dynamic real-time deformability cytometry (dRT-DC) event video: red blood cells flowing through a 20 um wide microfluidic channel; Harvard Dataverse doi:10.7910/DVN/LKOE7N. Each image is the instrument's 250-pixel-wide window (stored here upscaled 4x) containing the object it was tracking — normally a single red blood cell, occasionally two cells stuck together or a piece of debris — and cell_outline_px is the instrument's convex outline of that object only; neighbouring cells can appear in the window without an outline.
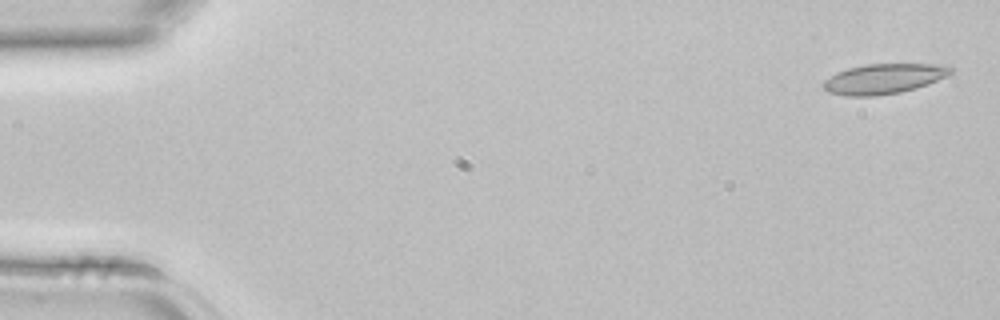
{"species": "common noctule bat (a hibernating species)", "species_latin": "Nyctalus noctula", "temperature_condition": "room temperature", "stored_images_in_passage": 5, "camera_frame_rate_fps": 3000, "um_per_image_px": 0.085, "animal": {"sex": "female", "body_mass_g": 22.7, "forearm_length_mm": 54.2}, "frame": {"image": 1, "passage_image": 1, "time_ms": 0.0, "image_size_px": [1000, 320], "cell_outline_px": [[956, 68], [952, 72], [928, 84], [916, 88], [900, 92], [876, 96], [848, 96], [828, 92], [820, 84], [824, 80], [836, 72], [848, 68], [864, 64], [944, 64]], "centroid_in_image_um": [75.1, 6.69], "position_along_channel_um": 9.9, "area_um2": 22.43}}
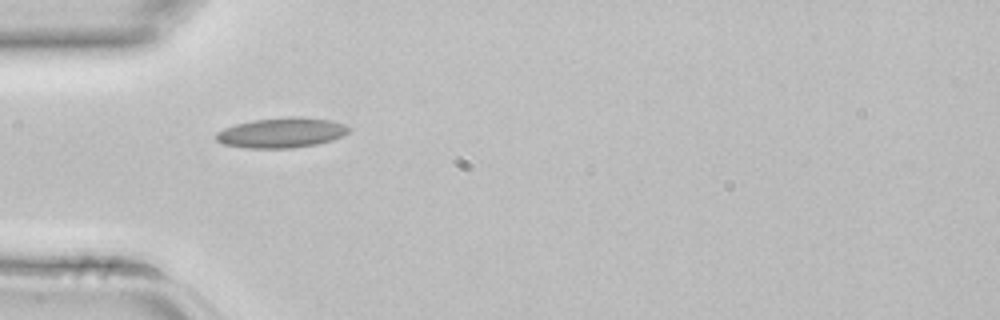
{"frame": {"image": 2, "passage_image": 3, "time_ms": 0.667, "image_size_px": [1000, 320], "cell_outline_px": [[352, 128], [344, 136], [332, 140], [316, 144], [292, 148], [244, 148], [224, 144], [216, 140], [216, 132], [224, 128], [236, 124], [252, 120], [292, 116], [296, 116], [328, 120], [344, 124]], "centroid_in_image_um": [23.93, 11.28], "position_along_channel_um": 61.1, "area_um2": 23.29}}